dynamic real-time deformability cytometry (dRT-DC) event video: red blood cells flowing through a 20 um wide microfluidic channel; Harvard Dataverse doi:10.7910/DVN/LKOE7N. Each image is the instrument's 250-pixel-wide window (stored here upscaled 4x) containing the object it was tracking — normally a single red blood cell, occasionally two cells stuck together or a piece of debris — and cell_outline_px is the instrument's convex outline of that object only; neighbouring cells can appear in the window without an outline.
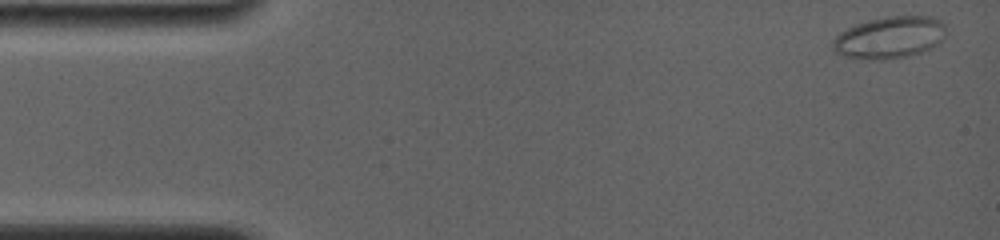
{"species": "common noctule bat (a hibernating species)", "species_latin": "Nyctalus noctula", "temperature_condition": "room temperature", "stored_images_in_passage": 6, "camera_frame_rate_fps": 4000, "um_per_image_px": 0.085, "animal": {"sex": "female", "body_mass_g": 19.0, "forearm_length_mm": 56.7}, "frame": {"image": 1, "passage_image": 1, "time_ms": 0.0, "image_size_px": [1000, 240], "cell_outline_px": [[944, 40], [932, 48], [908, 56], [880, 60], [868, 60], [844, 56], [832, 52], [832, 40], [840, 32], [856, 24], [868, 20], [888, 16], [936, 16], [944, 24]], "centroid_in_image_um": [75.6, 3.19], "position_along_channel_um": 9.4, "area_um2": 27.98}}
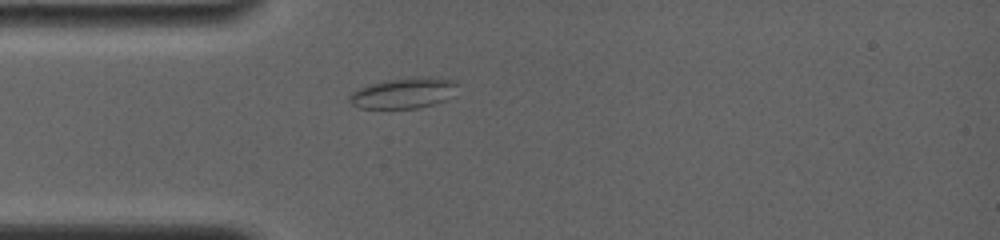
{"frame": {"image": 2, "passage_image": 6, "time_ms": 4.0, "image_size_px": [1000, 240], "cell_outline_px": [[456, 84], [444, 100], [432, 104], [416, 108], [360, 108], [352, 104], [348, 100], [348, 96], [352, 92], [368, 84], [388, 80], [412, 76], [424, 76], [456, 80]], "centroid_in_image_um": [34.22, 7.89], "position_along_channel_um": 50.8, "area_um2": 18.96}}